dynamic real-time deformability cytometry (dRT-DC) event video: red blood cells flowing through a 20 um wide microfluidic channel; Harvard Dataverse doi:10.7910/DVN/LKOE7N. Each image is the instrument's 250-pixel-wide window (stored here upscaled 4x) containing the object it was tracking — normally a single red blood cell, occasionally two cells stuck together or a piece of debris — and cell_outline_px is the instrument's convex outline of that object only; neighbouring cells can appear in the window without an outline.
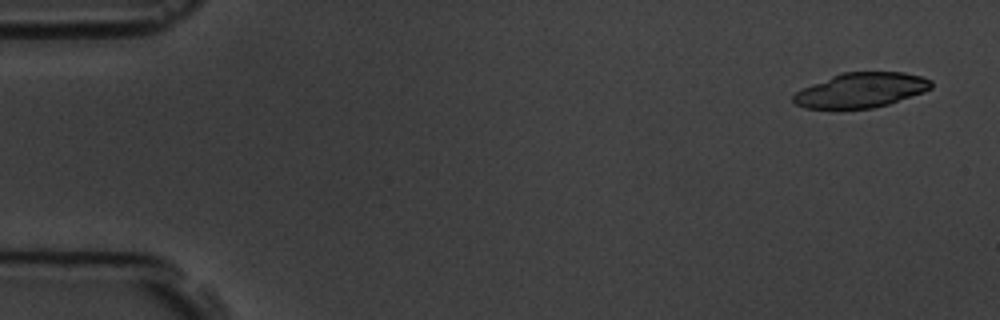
{"species": "common noctule bat (a hibernating species)", "species_latin": "Nyctalus noctula", "temperature_condition": "room temperature", "stored_images_in_passage": 4, "camera_frame_rate_fps": 3000, "um_per_image_px": 0.085, "animal": {"sex": "male", "body_mass_g": 19.5, "forearm_length_mm": 54.6}, "frame": {"image": 1, "passage_image": 1, "time_ms": 0.0, "image_size_px": [1000, 320], "cell_outline_px": [[932, 88], [924, 92], [888, 104], [872, 108], [804, 108], [796, 104], [792, 100], [792, 96], [796, 92], [812, 84], [840, 72], [904, 72], [920, 76], [932, 80]], "centroid_in_image_um": [73.2, 7.65], "position_along_channel_um": 11.8, "area_um2": 27.8}}